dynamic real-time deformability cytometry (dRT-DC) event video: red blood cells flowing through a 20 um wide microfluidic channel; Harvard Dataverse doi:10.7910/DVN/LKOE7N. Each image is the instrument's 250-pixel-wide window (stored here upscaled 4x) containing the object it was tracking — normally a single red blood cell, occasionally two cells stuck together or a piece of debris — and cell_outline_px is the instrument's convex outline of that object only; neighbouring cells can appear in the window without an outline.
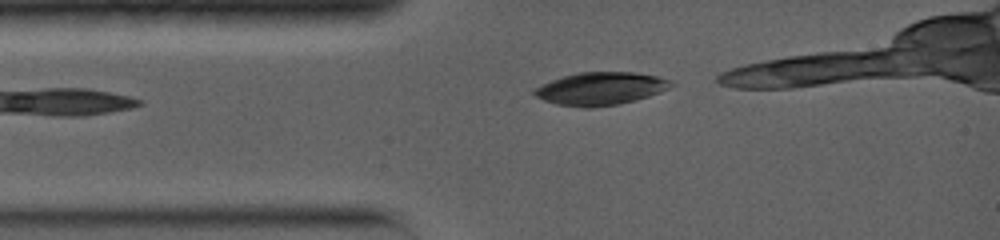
{"species": "common noctule bat (a hibernating species)", "species_latin": "Nyctalus noctula", "temperature_condition": "warm", "stored_images_in_passage": 5, "camera_frame_rate_fps": 5000, "um_per_image_px": 0.085, "animal": {"sex": "female", "body_mass_g": 19.0, "forearm_length_mm": 56.7}, "frame": {"image": 1, "passage_image": 1, "time_ms": 0.0, "image_size_px": [1000, 240], "cell_outline_px": [[676, 84], [660, 92], [636, 100], [620, 104], [588, 108], [584, 108], [556, 104], [544, 100], [536, 96], [532, 92], [536, 88], [552, 80], [564, 76], [580, 72], [636, 72], [656, 76], [672, 80]], "centroid_in_image_um": [51.09, 7.53], "position_along_channel_um": 33.9, "area_um2": 26.07}}
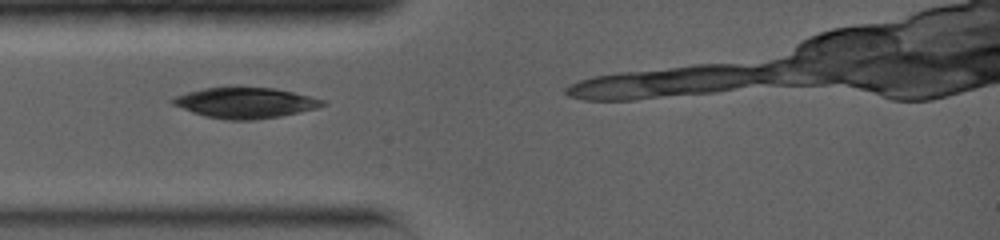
{"frame": {"image": 2, "passage_image": 3, "time_ms": 1.0, "image_size_px": [1000, 240], "cell_outline_px": [[328, 104], [316, 108], [300, 112], [280, 116], [252, 120], [228, 120], [204, 116], [192, 112], [172, 104], [168, 100], [176, 96], [188, 92], [204, 88], [272, 88], [292, 92], [324, 100]], "centroid_in_image_um": [20.83, 8.75], "position_along_channel_um": 64.2, "area_um2": 26.36}}